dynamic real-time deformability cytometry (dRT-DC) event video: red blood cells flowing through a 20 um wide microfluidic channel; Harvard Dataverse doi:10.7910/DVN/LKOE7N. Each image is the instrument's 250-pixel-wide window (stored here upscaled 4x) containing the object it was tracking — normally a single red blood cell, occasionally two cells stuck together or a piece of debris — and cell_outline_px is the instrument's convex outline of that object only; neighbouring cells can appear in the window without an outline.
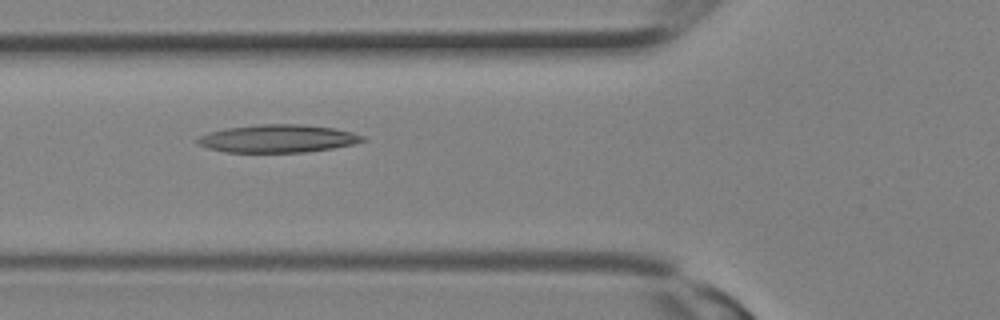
{"species": "Egyptian fruit bat (a non-hibernating species)", "species_latin": "Rousettus aegyptiacus", "temperature_condition": "room temperature", "stored_images_in_passage": 13, "camera_frame_rate_fps": 3000, "um_per_image_px": 0.085, "animal": {"sex": "female"}, "frame": {"image": 1, "passage_image": 6, "time_ms": 1.667, "image_size_px": [1000, 320], "cell_outline_px": [[364, 140], [352, 144], [332, 148], [304, 152], [224, 152], [208, 148], [200, 144], [196, 140], [200, 136], [208, 132], [224, 128], [260, 124], [300, 124], [332, 128], [352, 132], [364, 136]], "centroid_in_image_um": [23.57, 11.77], "position_along_channel_um": 102.2, "area_um2": 26.59}}
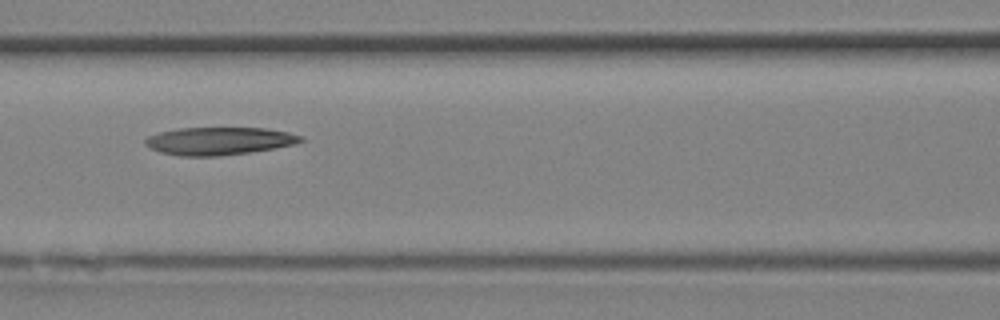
{"frame": {"image": 2, "passage_image": 8, "time_ms": 2.333, "image_size_px": [1000, 320], "cell_outline_px": [[304, 140], [296, 144], [276, 148], [220, 156], [180, 156], [160, 152], [148, 148], [144, 144], [144, 140], [148, 136], [160, 132], [180, 128], [264, 128], [288, 132], [304, 136]], "centroid_in_image_um": [18.62, 11.99], "position_along_channel_um": 148.0, "area_um2": 25.26}}
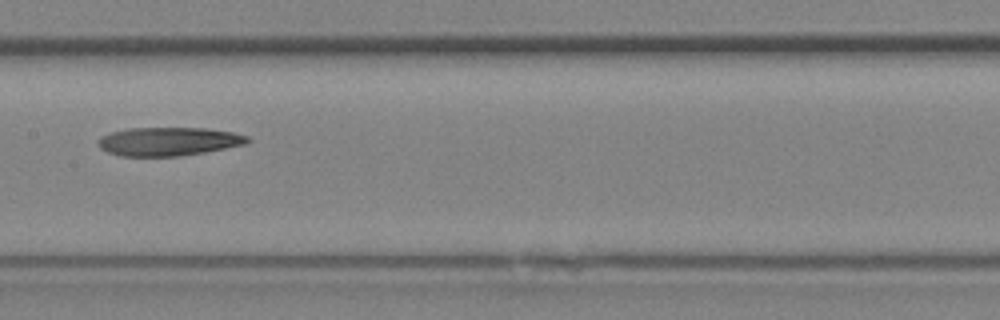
{"frame": {"image": 3, "passage_image": 10, "time_ms": 3.0, "image_size_px": [1000, 320], "cell_outline_px": [[252, 140], [248, 144], [204, 152], [180, 156], [120, 156], [108, 152], [100, 148], [96, 144], [96, 140], [100, 136], [112, 132], [128, 128], [208, 128], [232, 132], [248, 136]], "centroid_in_image_um": [14.32, 12.02], "position_along_channel_um": 193.1, "area_um2": 25.09}}